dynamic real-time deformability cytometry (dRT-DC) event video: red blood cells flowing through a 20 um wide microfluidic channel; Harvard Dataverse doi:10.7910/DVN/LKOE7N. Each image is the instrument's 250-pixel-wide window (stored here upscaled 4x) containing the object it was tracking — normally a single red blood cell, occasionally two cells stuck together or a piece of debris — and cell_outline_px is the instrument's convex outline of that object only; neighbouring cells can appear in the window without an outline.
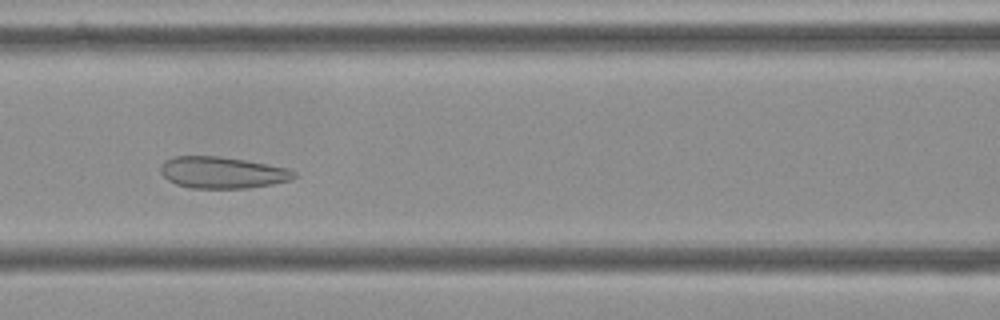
{"species": "Egyptian fruit bat (a non-hibernating species)", "species_latin": "Rousettus aegyptiacus", "temperature_condition": "cold", "stored_images_in_passage": 42, "camera_frame_rate_fps": 3000, "um_per_image_px": 0.085, "frame": {"image": 1, "passage_image": 10, "time_ms": 3.0, "image_size_px": [1000, 320], "cell_outline_px": [[296, 176], [292, 180], [272, 184], [248, 188], [188, 188], [176, 184], [168, 180], [160, 172], [160, 164], [164, 160], [172, 156], [216, 156], [244, 160], [288, 168], [296, 172]], "centroid_in_image_um": [18.87, 14.67], "position_along_channel_um": 147.7, "area_um2": 24.68}}
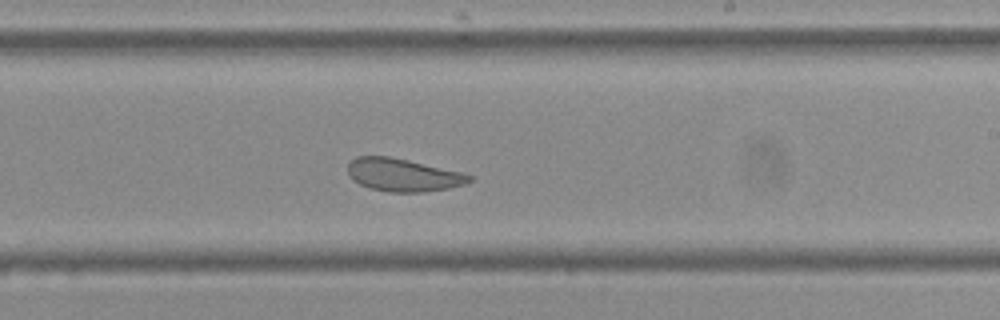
{"frame": {"image": 2, "passage_image": 19, "time_ms": 6.0, "image_size_px": [1000, 320], "cell_outline_px": [[472, 180], [464, 184], [448, 188], [424, 192], [392, 192], [368, 188], [352, 180], [348, 176], [348, 164], [356, 156], [388, 156], [408, 160], [460, 172], [472, 176]], "centroid_in_image_um": [34.21, 14.87], "position_along_channel_um": 254.8, "area_um2": 23.12}}
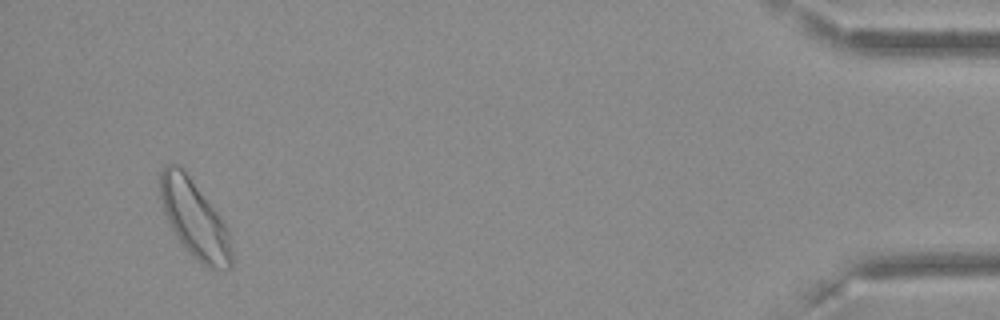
{"frame": {"image": 3, "passage_image": 39, "time_ms": 12.667, "image_size_px": [1000, 320], "cell_outline_px": [[232, 268], [216, 272], [200, 264], [188, 252], [176, 236], [164, 212], [160, 196], [160, 172], [164, 164], [180, 164], [228, 228], [232, 252]], "centroid_in_image_um": [16.54, 18.67], "position_along_channel_um": 418.7, "area_um2": 32.31}, "authors_computed_cell_mechanics": {"area_um2": 25.4898, "velocity_mm_per_s": 3.5813, "shape_relaxation_time_tau1_ms": null, "shape_relaxation_time_tau2_ms": 1.078, "deformation_change_tau1": null, "deformation_change_tau2": 0.0773}}